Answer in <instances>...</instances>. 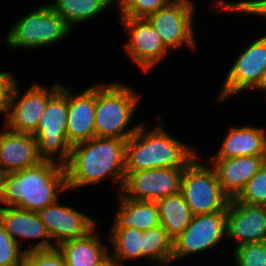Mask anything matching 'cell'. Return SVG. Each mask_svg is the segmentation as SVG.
Returning a JSON list of instances; mask_svg holds the SVG:
<instances>
[{"label": "cell", "instance_id": "obj_34", "mask_svg": "<svg viewBox=\"0 0 266 266\" xmlns=\"http://www.w3.org/2000/svg\"><path fill=\"white\" fill-rule=\"evenodd\" d=\"M97 266H124L112 255H107Z\"/></svg>", "mask_w": 266, "mask_h": 266}, {"label": "cell", "instance_id": "obj_3", "mask_svg": "<svg viewBox=\"0 0 266 266\" xmlns=\"http://www.w3.org/2000/svg\"><path fill=\"white\" fill-rule=\"evenodd\" d=\"M138 130L127 139L125 173L157 168H186L196 157V150L164 130L160 124L154 129Z\"/></svg>", "mask_w": 266, "mask_h": 266}, {"label": "cell", "instance_id": "obj_16", "mask_svg": "<svg viewBox=\"0 0 266 266\" xmlns=\"http://www.w3.org/2000/svg\"><path fill=\"white\" fill-rule=\"evenodd\" d=\"M0 223L10 236L21 246L24 239H40L25 252L55 248L54 242L47 229L35 211L24 210L18 207H0ZM19 238V239H18Z\"/></svg>", "mask_w": 266, "mask_h": 266}, {"label": "cell", "instance_id": "obj_33", "mask_svg": "<svg viewBox=\"0 0 266 266\" xmlns=\"http://www.w3.org/2000/svg\"><path fill=\"white\" fill-rule=\"evenodd\" d=\"M15 80L11 72H0V112L4 113L5 117L8 113L9 94Z\"/></svg>", "mask_w": 266, "mask_h": 266}, {"label": "cell", "instance_id": "obj_21", "mask_svg": "<svg viewBox=\"0 0 266 266\" xmlns=\"http://www.w3.org/2000/svg\"><path fill=\"white\" fill-rule=\"evenodd\" d=\"M96 228L84 237L64 241L56 247L63 255L66 266H97L110 254L98 233H95Z\"/></svg>", "mask_w": 266, "mask_h": 266}, {"label": "cell", "instance_id": "obj_30", "mask_svg": "<svg viewBox=\"0 0 266 266\" xmlns=\"http://www.w3.org/2000/svg\"><path fill=\"white\" fill-rule=\"evenodd\" d=\"M215 6L221 11L241 12L266 17V0H241V1H225L214 0Z\"/></svg>", "mask_w": 266, "mask_h": 266}, {"label": "cell", "instance_id": "obj_9", "mask_svg": "<svg viewBox=\"0 0 266 266\" xmlns=\"http://www.w3.org/2000/svg\"><path fill=\"white\" fill-rule=\"evenodd\" d=\"M18 85L15 80L9 94L5 127L13 132L34 135L48 101L60 90L61 84L57 82L46 89L35 83L20 98Z\"/></svg>", "mask_w": 266, "mask_h": 266}, {"label": "cell", "instance_id": "obj_24", "mask_svg": "<svg viewBox=\"0 0 266 266\" xmlns=\"http://www.w3.org/2000/svg\"><path fill=\"white\" fill-rule=\"evenodd\" d=\"M73 29V26L83 24L110 6L109 0H54L49 3Z\"/></svg>", "mask_w": 266, "mask_h": 266}, {"label": "cell", "instance_id": "obj_20", "mask_svg": "<svg viewBox=\"0 0 266 266\" xmlns=\"http://www.w3.org/2000/svg\"><path fill=\"white\" fill-rule=\"evenodd\" d=\"M266 156V131L262 127L232 126L213 159Z\"/></svg>", "mask_w": 266, "mask_h": 266}, {"label": "cell", "instance_id": "obj_25", "mask_svg": "<svg viewBox=\"0 0 266 266\" xmlns=\"http://www.w3.org/2000/svg\"><path fill=\"white\" fill-rule=\"evenodd\" d=\"M110 244L114 248L113 257L121 264L124 260L143 257V231L136 228H111L109 231Z\"/></svg>", "mask_w": 266, "mask_h": 266}, {"label": "cell", "instance_id": "obj_14", "mask_svg": "<svg viewBox=\"0 0 266 266\" xmlns=\"http://www.w3.org/2000/svg\"><path fill=\"white\" fill-rule=\"evenodd\" d=\"M44 223L55 247L60 243L86 236L97 225L94 218L70 206H62L59 200L36 211Z\"/></svg>", "mask_w": 266, "mask_h": 266}, {"label": "cell", "instance_id": "obj_19", "mask_svg": "<svg viewBox=\"0 0 266 266\" xmlns=\"http://www.w3.org/2000/svg\"><path fill=\"white\" fill-rule=\"evenodd\" d=\"M211 161L223 192L233 199L264 165L266 156L233 157Z\"/></svg>", "mask_w": 266, "mask_h": 266}, {"label": "cell", "instance_id": "obj_1", "mask_svg": "<svg viewBox=\"0 0 266 266\" xmlns=\"http://www.w3.org/2000/svg\"><path fill=\"white\" fill-rule=\"evenodd\" d=\"M127 139L93 137L71 147L65 164L67 189H76L109 178L119 182V192L125 178V146Z\"/></svg>", "mask_w": 266, "mask_h": 266}, {"label": "cell", "instance_id": "obj_17", "mask_svg": "<svg viewBox=\"0 0 266 266\" xmlns=\"http://www.w3.org/2000/svg\"><path fill=\"white\" fill-rule=\"evenodd\" d=\"M42 161L34 135L13 132L6 127L0 131V168L6 173L20 171Z\"/></svg>", "mask_w": 266, "mask_h": 266}, {"label": "cell", "instance_id": "obj_12", "mask_svg": "<svg viewBox=\"0 0 266 266\" xmlns=\"http://www.w3.org/2000/svg\"><path fill=\"white\" fill-rule=\"evenodd\" d=\"M185 168H157L125 173L120 193L139 201H156L181 192Z\"/></svg>", "mask_w": 266, "mask_h": 266}, {"label": "cell", "instance_id": "obj_32", "mask_svg": "<svg viewBox=\"0 0 266 266\" xmlns=\"http://www.w3.org/2000/svg\"><path fill=\"white\" fill-rule=\"evenodd\" d=\"M23 266H66L63 255L55 247L25 254Z\"/></svg>", "mask_w": 266, "mask_h": 266}, {"label": "cell", "instance_id": "obj_31", "mask_svg": "<svg viewBox=\"0 0 266 266\" xmlns=\"http://www.w3.org/2000/svg\"><path fill=\"white\" fill-rule=\"evenodd\" d=\"M172 0H132L120 13V17L146 18L151 13L165 7Z\"/></svg>", "mask_w": 266, "mask_h": 266}, {"label": "cell", "instance_id": "obj_4", "mask_svg": "<svg viewBox=\"0 0 266 266\" xmlns=\"http://www.w3.org/2000/svg\"><path fill=\"white\" fill-rule=\"evenodd\" d=\"M130 88L119 82L95 85V137L128 139L138 130L140 124L127 129L141 99Z\"/></svg>", "mask_w": 266, "mask_h": 266}, {"label": "cell", "instance_id": "obj_22", "mask_svg": "<svg viewBox=\"0 0 266 266\" xmlns=\"http://www.w3.org/2000/svg\"><path fill=\"white\" fill-rule=\"evenodd\" d=\"M118 194L119 210L111 228H136L147 231L160 225L159 213L155 201L128 199Z\"/></svg>", "mask_w": 266, "mask_h": 266}, {"label": "cell", "instance_id": "obj_36", "mask_svg": "<svg viewBox=\"0 0 266 266\" xmlns=\"http://www.w3.org/2000/svg\"><path fill=\"white\" fill-rule=\"evenodd\" d=\"M6 174L7 173L3 169L0 168V201L2 199L3 192H4Z\"/></svg>", "mask_w": 266, "mask_h": 266}, {"label": "cell", "instance_id": "obj_11", "mask_svg": "<svg viewBox=\"0 0 266 266\" xmlns=\"http://www.w3.org/2000/svg\"><path fill=\"white\" fill-rule=\"evenodd\" d=\"M266 69V35L254 40L237 56L228 70L217 101H224L230 96L254 90Z\"/></svg>", "mask_w": 266, "mask_h": 266}, {"label": "cell", "instance_id": "obj_23", "mask_svg": "<svg viewBox=\"0 0 266 266\" xmlns=\"http://www.w3.org/2000/svg\"><path fill=\"white\" fill-rule=\"evenodd\" d=\"M160 225L172 238H176L191 222L192 213L181 192L155 201Z\"/></svg>", "mask_w": 266, "mask_h": 266}, {"label": "cell", "instance_id": "obj_35", "mask_svg": "<svg viewBox=\"0 0 266 266\" xmlns=\"http://www.w3.org/2000/svg\"><path fill=\"white\" fill-rule=\"evenodd\" d=\"M131 1L132 0H109V4L111 7V4L114 5V3H117V7L120 13Z\"/></svg>", "mask_w": 266, "mask_h": 266}, {"label": "cell", "instance_id": "obj_13", "mask_svg": "<svg viewBox=\"0 0 266 266\" xmlns=\"http://www.w3.org/2000/svg\"><path fill=\"white\" fill-rule=\"evenodd\" d=\"M120 18L125 31L129 34V40L125 45L129 58L142 68V71H151L170 50L146 18Z\"/></svg>", "mask_w": 266, "mask_h": 266}, {"label": "cell", "instance_id": "obj_5", "mask_svg": "<svg viewBox=\"0 0 266 266\" xmlns=\"http://www.w3.org/2000/svg\"><path fill=\"white\" fill-rule=\"evenodd\" d=\"M72 28L57 14L50 4H44L26 14L13 24L7 32V45L17 48L35 49L52 45L65 39Z\"/></svg>", "mask_w": 266, "mask_h": 266}, {"label": "cell", "instance_id": "obj_27", "mask_svg": "<svg viewBox=\"0 0 266 266\" xmlns=\"http://www.w3.org/2000/svg\"><path fill=\"white\" fill-rule=\"evenodd\" d=\"M239 202L266 206V162L236 197Z\"/></svg>", "mask_w": 266, "mask_h": 266}, {"label": "cell", "instance_id": "obj_7", "mask_svg": "<svg viewBox=\"0 0 266 266\" xmlns=\"http://www.w3.org/2000/svg\"><path fill=\"white\" fill-rule=\"evenodd\" d=\"M198 158L184 169L181 193L185 202L193 216L226 211L230 198L223 192L214 168L203 165Z\"/></svg>", "mask_w": 266, "mask_h": 266}, {"label": "cell", "instance_id": "obj_6", "mask_svg": "<svg viewBox=\"0 0 266 266\" xmlns=\"http://www.w3.org/2000/svg\"><path fill=\"white\" fill-rule=\"evenodd\" d=\"M67 117L68 88L61 84L60 90L48 101L34 133L43 160L63 165L68 162L71 146L67 142Z\"/></svg>", "mask_w": 266, "mask_h": 266}, {"label": "cell", "instance_id": "obj_26", "mask_svg": "<svg viewBox=\"0 0 266 266\" xmlns=\"http://www.w3.org/2000/svg\"><path fill=\"white\" fill-rule=\"evenodd\" d=\"M173 239L161 226L143 231V257L155 261L160 266L172 263Z\"/></svg>", "mask_w": 266, "mask_h": 266}, {"label": "cell", "instance_id": "obj_18", "mask_svg": "<svg viewBox=\"0 0 266 266\" xmlns=\"http://www.w3.org/2000/svg\"><path fill=\"white\" fill-rule=\"evenodd\" d=\"M67 142L72 147L95 137V85L79 94L68 90Z\"/></svg>", "mask_w": 266, "mask_h": 266}, {"label": "cell", "instance_id": "obj_10", "mask_svg": "<svg viewBox=\"0 0 266 266\" xmlns=\"http://www.w3.org/2000/svg\"><path fill=\"white\" fill-rule=\"evenodd\" d=\"M226 237V211L192 216L190 224L173 239L172 264L192 254L208 251Z\"/></svg>", "mask_w": 266, "mask_h": 266}, {"label": "cell", "instance_id": "obj_2", "mask_svg": "<svg viewBox=\"0 0 266 266\" xmlns=\"http://www.w3.org/2000/svg\"><path fill=\"white\" fill-rule=\"evenodd\" d=\"M67 191L65 165L44 160L26 169L8 172L0 203L36 212L57 202L59 194Z\"/></svg>", "mask_w": 266, "mask_h": 266}, {"label": "cell", "instance_id": "obj_28", "mask_svg": "<svg viewBox=\"0 0 266 266\" xmlns=\"http://www.w3.org/2000/svg\"><path fill=\"white\" fill-rule=\"evenodd\" d=\"M233 254L236 266H266V241L236 246Z\"/></svg>", "mask_w": 266, "mask_h": 266}, {"label": "cell", "instance_id": "obj_37", "mask_svg": "<svg viewBox=\"0 0 266 266\" xmlns=\"http://www.w3.org/2000/svg\"><path fill=\"white\" fill-rule=\"evenodd\" d=\"M254 90L266 91V69L263 72L262 78H261L258 86Z\"/></svg>", "mask_w": 266, "mask_h": 266}, {"label": "cell", "instance_id": "obj_15", "mask_svg": "<svg viewBox=\"0 0 266 266\" xmlns=\"http://www.w3.org/2000/svg\"><path fill=\"white\" fill-rule=\"evenodd\" d=\"M226 237L236 241L237 246L266 241V206L230 199L226 208Z\"/></svg>", "mask_w": 266, "mask_h": 266}, {"label": "cell", "instance_id": "obj_8", "mask_svg": "<svg viewBox=\"0 0 266 266\" xmlns=\"http://www.w3.org/2000/svg\"><path fill=\"white\" fill-rule=\"evenodd\" d=\"M192 0H172L168 5L158 9L146 17L169 49L186 45L196 48L194 35V15L196 4Z\"/></svg>", "mask_w": 266, "mask_h": 266}, {"label": "cell", "instance_id": "obj_29", "mask_svg": "<svg viewBox=\"0 0 266 266\" xmlns=\"http://www.w3.org/2000/svg\"><path fill=\"white\" fill-rule=\"evenodd\" d=\"M25 254L0 223V266H23Z\"/></svg>", "mask_w": 266, "mask_h": 266}]
</instances>
